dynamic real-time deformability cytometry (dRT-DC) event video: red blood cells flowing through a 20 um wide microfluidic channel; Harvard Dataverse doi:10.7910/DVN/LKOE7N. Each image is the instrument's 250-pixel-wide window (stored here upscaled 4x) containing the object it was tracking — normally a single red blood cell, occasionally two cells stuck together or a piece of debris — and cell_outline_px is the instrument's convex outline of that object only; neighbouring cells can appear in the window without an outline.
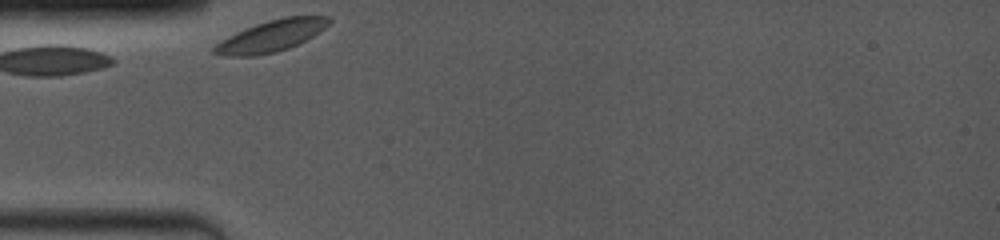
{"species": "common noctule bat (a hibernating species)", "species_latin": "Nyctalus noctula", "temperature_condition": "room temperature", "stored_images_in_passage": 13, "camera_frame_rate_fps": 4000, "um_per_image_px": 0.085, "animal": {"sex": "female", "body_mass_g": 19.0, "forearm_length_mm": 53.3}, "frame": {"image": 1, "passage_image": 1, "time_ms": 0.0, "image_size_px": [1000, 240], "cell_outline_px": [[332, 20], [324, 28], [312, 36], [288, 48], [276, 52], [256, 56], [224, 56], [212, 52], [212, 48], [216, 44], [256, 24], [268, 20], [284, 16], [328, 16]], "centroid_in_image_um": [23.08, 3.06], "position_along_channel_um": 61.9, "area_um2": 20.46}}
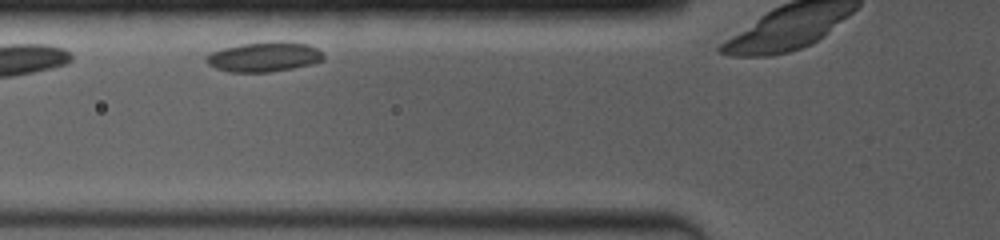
{"frame": {"image": 2, "passage_image": 4, "time_ms": 1.25, "image_size_px": [1000, 240], "cell_outline_px": [[324, 60], [292, 68], [272, 72], [228, 72], [216, 68], [208, 64], [204, 60], [204, 56], [212, 52], [224, 48], [240, 44], [276, 40], [308, 44], [316, 48], [324, 56]], "centroid_in_image_um": [22.41, 4.82], "position_along_channel_um": 103.4, "area_um2": 20.4}}